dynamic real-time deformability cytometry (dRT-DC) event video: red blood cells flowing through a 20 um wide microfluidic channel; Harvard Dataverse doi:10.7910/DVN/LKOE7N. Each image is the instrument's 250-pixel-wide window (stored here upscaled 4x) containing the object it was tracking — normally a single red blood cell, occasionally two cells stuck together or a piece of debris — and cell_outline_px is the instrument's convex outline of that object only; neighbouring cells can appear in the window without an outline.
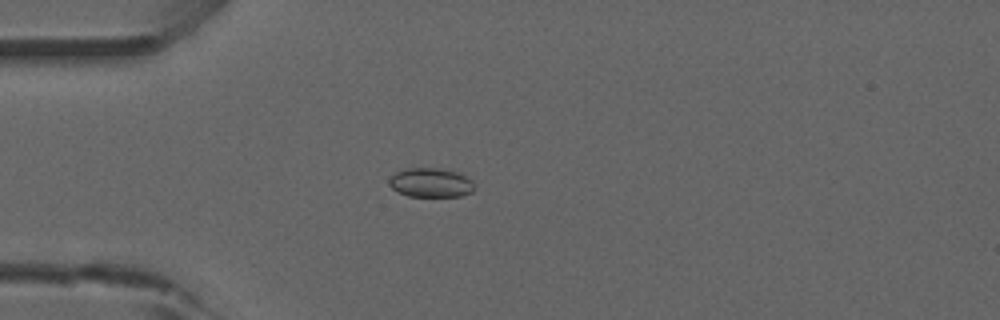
{"species": "common noctule bat (a hibernating species)", "species_latin": "Nyctalus noctula", "temperature_condition": "room temperature", "stored_images_in_passage": 41, "camera_frame_rate_fps": 3000, "um_per_image_px": 0.085, "animal": {"sex": "male", "forearm_length_mm": 52.5}, "frame": {"image": 1, "passage_image": 3, "time_ms": 0.667, "image_size_px": [1000, 320], "cell_outline_px": [[472, 192], [460, 196], [408, 196], [396, 192], [388, 184], [388, 180], [396, 172], [408, 168], [440, 168], [460, 172], [472, 180]], "centroid_in_image_um": [36.59, 15.52], "position_along_channel_um": 48.4, "area_um2": 14.57}}
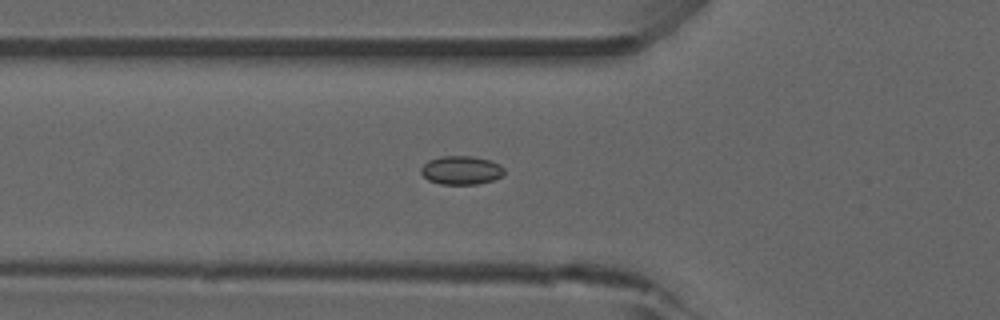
{"frame": {"image": 2, "passage_image": 7, "time_ms": 2.0, "image_size_px": [1000, 320], "cell_outline_px": [[504, 172], [500, 176], [492, 180], [476, 184], [440, 184], [428, 180], [420, 172], [420, 168], [428, 160], [440, 156], [472, 156], [488, 160], [500, 164], [504, 168]], "centroid_in_image_um": [39.17, 14.46], "position_along_channel_um": 86.6, "area_um2": 13.81}}
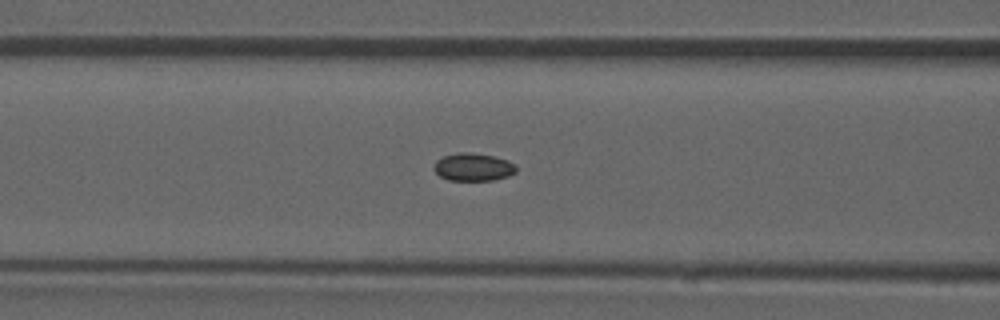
{"frame": {"image": 3, "passage_image": 10, "time_ms": 3.0, "image_size_px": [1000, 320], "cell_outline_px": [[516, 172], [508, 176], [492, 180], [448, 180], [440, 176], [432, 168], [432, 164], [436, 160], [444, 156], [460, 152], [472, 152], [492, 156], [508, 160], [516, 164]], "centroid_in_image_um": [40.21, 14.19], "position_along_channel_um": 126.4, "area_um2": 13.41}, "authors_computed_cell_mechanics": {"area_um2": 13.2362, "velocity_mm_per_s": 3.9271, "shape_relaxation_time_tau1_ms": null, "shape_relaxation_time_tau2_ms": 7.8633, "deformation_change_tau1": null, "deformation_change_tau2": 0.0595}}